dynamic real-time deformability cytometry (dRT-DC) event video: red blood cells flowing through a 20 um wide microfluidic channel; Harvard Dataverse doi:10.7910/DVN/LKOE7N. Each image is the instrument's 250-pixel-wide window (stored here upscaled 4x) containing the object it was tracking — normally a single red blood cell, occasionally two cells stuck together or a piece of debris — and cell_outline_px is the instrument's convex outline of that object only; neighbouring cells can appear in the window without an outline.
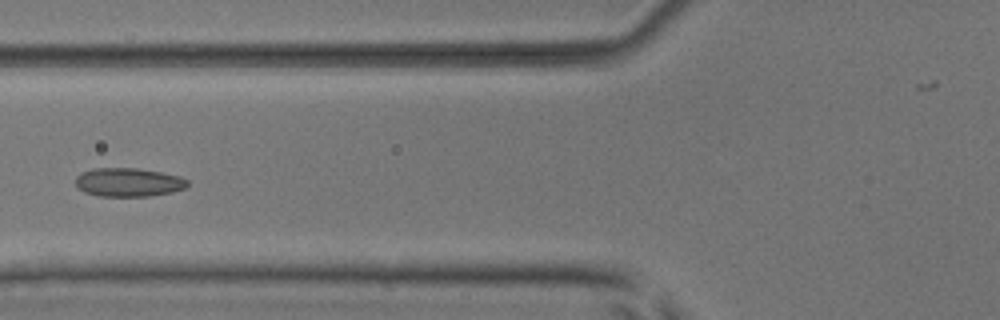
{"species": "common noctule bat (a hibernating species)", "species_latin": "Nyctalus noctula", "temperature_condition": "room temperature", "stored_images_in_passage": 6, "camera_frame_rate_fps": 3000, "um_per_image_px": 0.085, "animal": {"sex": "male", "body_mass_g": 17.9, "forearm_length_mm": 54.2}, "frame": {"image": 1, "passage_image": 6, "time_ms": 6.0, "image_size_px": [1000, 320], "cell_outline_px": [[188, 184], [184, 188], [172, 192], [148, 196], [100, 196], [84, 192], [76, 188], [76, 176], [80, 172], [92, 168], [136, 168], [160, 172], [180, 176], [188, 180]], "centroid_in_image_um": [10.87, 15.49], "position_along_channel_um": 114.9, "area_um2": 18.79}}